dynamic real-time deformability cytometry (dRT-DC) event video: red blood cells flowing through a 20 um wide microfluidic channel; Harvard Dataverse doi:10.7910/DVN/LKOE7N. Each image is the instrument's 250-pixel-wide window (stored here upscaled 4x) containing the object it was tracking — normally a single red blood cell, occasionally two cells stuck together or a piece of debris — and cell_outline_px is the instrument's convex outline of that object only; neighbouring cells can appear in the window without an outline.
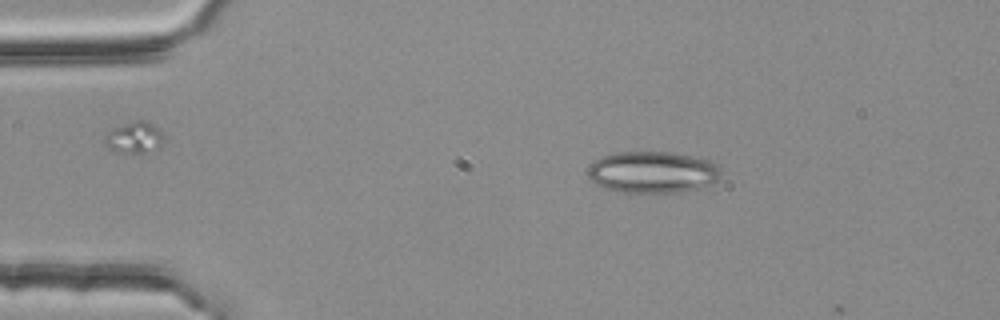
{"species": "common noctule bat (a hibernating species)", "species_latin": "Nyctalus noctula", "temperature_condition": "room temperature", "stored_images_in_passage": 3, "camera_frame_rate_fps": 3000, "um_per_image_px": 0.085, "animal": {"sex": "female", "body_mass_g": 25.1}, "frame": {"image": 1, "passage_image": 2, "time_ms": 0.333, "image_size_px": [1000, 320], "cell_outline_px": [[720, 176], [712, 184], [700, 188], [676, 192], [620, 192], [604, 188], [588, 180], [588, 168], [592, 160], [616, 152], [672, 152], [712, 160], [720, 168]], "centroid_in_image_um": [55.45, 14.63], "position_along_channel_um": 29.6, "area_um2": 32.54}}